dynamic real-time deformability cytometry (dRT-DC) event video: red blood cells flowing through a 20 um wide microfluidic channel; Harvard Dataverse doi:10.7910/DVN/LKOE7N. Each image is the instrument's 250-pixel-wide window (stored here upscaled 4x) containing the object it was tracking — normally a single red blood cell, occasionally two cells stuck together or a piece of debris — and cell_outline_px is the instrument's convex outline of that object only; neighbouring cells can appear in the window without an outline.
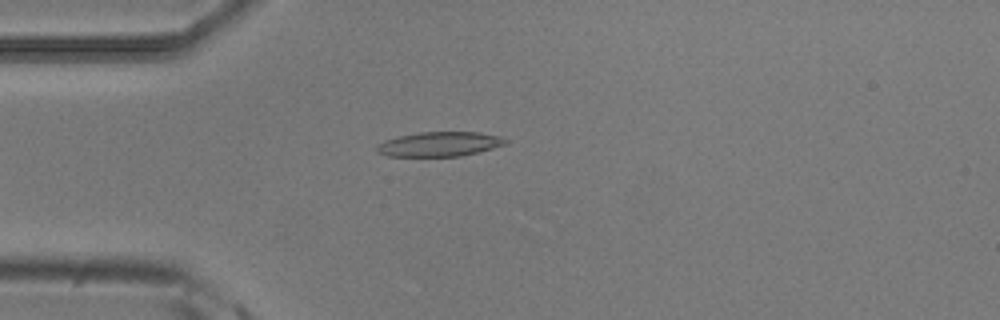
{"species": "common noctule bat (a hibernating species)", "species_latin": "Nyctalus noctula", "temperature_condition": "room temperature", "stored_images_in_passage": 6, "camera_frame_rate_fps": 3000, "um_per_image_px": 0.085, "animal": {"sex": "male", "body_mass_g": 20.5, "forearm_length_mm": 52.5}, "frame": {"image": 1, "passage_image": 4, "time_ms": 1.0, "image_size_px": [1000, 320], "cell_outline_px": [[508, 144], [460, 156], [388, 156], [376, 152], [376, 144], [384, 140], [400, 136], [420, 132], [480, 132], [500, 136], [508, 140]], "centroid_in_image_um": [37.35, 12.24], "position_along_channel_um": 47.7, "area_um2": 18.44}}